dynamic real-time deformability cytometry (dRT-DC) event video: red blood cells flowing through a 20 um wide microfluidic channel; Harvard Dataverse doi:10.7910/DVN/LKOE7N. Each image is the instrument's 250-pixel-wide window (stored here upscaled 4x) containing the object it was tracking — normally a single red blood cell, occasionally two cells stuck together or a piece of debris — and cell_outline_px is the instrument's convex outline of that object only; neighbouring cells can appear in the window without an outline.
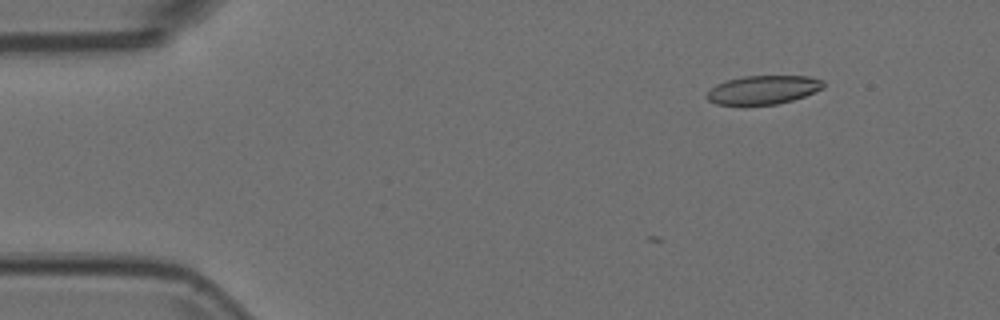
{"species": "Egyptian fruit bat (a non-hibernating species)", "species_latin": "Rousettus aegyptiacus", "temperature_condition": "room temperature", "stored_images_in_passage": 6, "camera_frame_rate_fps": 3000, "um_per_image_px": 0.085, "animal": {"sex": "female"}, "frame": {"image": 1, "passage_image": 1, "time_ms": 0.0, "image_size_px": [1000, 320], "cell_outline_px": [[824, 84], [820, 88], [804, 96], [792, 100], [776, 104], [716, 104], [708, 100], [708, 92], [716, 84], [728, 80], [744, 76], [808, 76], [824, 80]], "centroid_in_image_um": [64.87, 7.62], "position_along_channel_um": 20.1, "area_um2": 19.02}}